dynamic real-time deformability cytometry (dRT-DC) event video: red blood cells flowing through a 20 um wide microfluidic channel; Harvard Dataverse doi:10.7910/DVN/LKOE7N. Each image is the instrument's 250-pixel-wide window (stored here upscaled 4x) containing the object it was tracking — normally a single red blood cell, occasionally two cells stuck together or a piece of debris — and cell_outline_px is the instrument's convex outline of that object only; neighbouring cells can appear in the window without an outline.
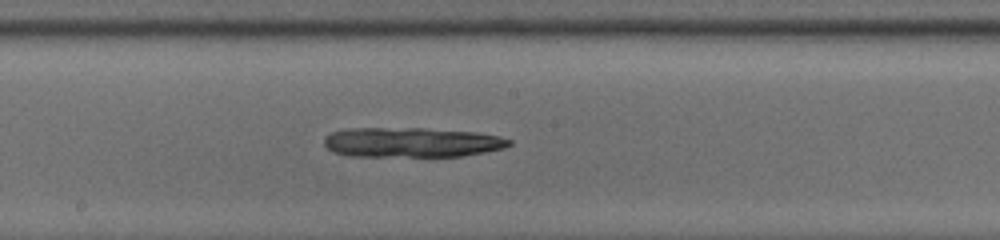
{"species": "common noctule bat (a hibernating species)", "species_latin": "Nyctalus noctula", "temperature_condition": "room temperature", "stored_images_in_passage": 34, "camera_frame_rate_fps": 3000, "um_per_image_px": 0.085, "animal": {"sex": "male", "body_mass_g": 13.0, "forearm_length_mm": 53.1}, "frame": {"image": 1, "passage_image": 12, "time_ms": 3.667, "image_size_px": [1000, 240], "cell_outline_px": [[512, 144], [504, 148], [484, 152], [460, 156], [348, 156], [332, 152], [324, 144], [324, 136], [332, 132], [348, 128], [424, 128], [476, 132], [500, 136], [512, 140]], "centroid_in_image_um": [34.98, 12.09], "position_along_channel_um": 213.2, "area_um2": 32.31}}
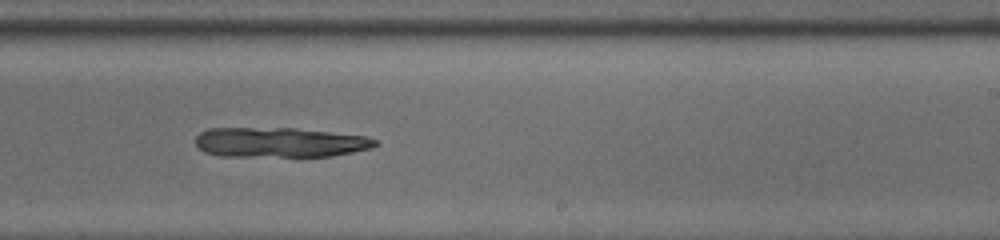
{"frame": {"image": 2, "passage_image": 16, "time_ms": 5.0, "image_size_px": [1000, 240], "cell_outline_px": [[380, 144], [372, 148], [332, 156], [220, 156], [204, 152], [196, 144], [196, 136], [200, 132], [208, 128], [296, 128], [364, 136], [376, 140]], "centroid_in_image_um": [23.77, 12.1], "position_along_channel_um": 265.2, "area_um2": 31.27}}